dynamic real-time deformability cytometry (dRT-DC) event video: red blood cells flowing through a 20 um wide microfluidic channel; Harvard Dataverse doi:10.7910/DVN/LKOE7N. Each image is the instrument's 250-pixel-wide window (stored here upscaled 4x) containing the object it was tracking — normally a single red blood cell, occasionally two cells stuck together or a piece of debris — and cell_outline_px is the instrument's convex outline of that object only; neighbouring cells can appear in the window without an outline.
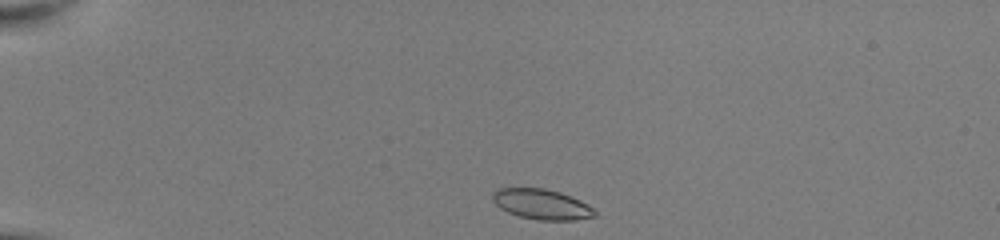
{"species": "common noctule bat (a hibernating species)", "species_latin": "Nyctalus noctula", "temperature_condition": "room temperature", "stored_images_in_passage": 40, "camera_frame_rate_fps": 3000, "um_per_image_px": 0.085, "animal": {"sex": "female", "body_mass_g": 22.0, "forearm_length_mm": 56.7}, "frame": {"image": 1, "passage_image": 1, "time_ms": 0.0, "image_size_px": [1000, 240], "cell_outline_px": [[596, 216], [576, 220], [536, 220], [520, 216], [508, 212], [500, 208], [492, 200], [492, 192], [496, 188], [544, 188], [560, 192], [580, 200], [588, 204], [596, 212]], "centroid_in_image_um": [46.03, 17.36], "position_along_channel_um": 39.0, "area_um2": 18.09}}
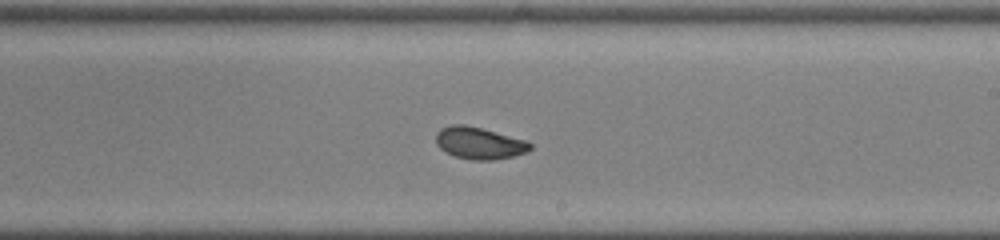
{"frame": {"image": 2, "passage_image": 21, "time_ms": 6.667, "image_size_px": [1000, 240], "cell_outline_px": [[532, 148], [528, 152], [512, 156], [492, 160], [472, 160], [456, 156], [444, 152], [436, 144], [436, 132], [440, 128], [452, 124], [464, 124], [528, 140], [532, 144]], "centroid_in_image_um": [40.74, 12.16], "position_along_channel_um": 248.3, "area_um2": 17.69}}
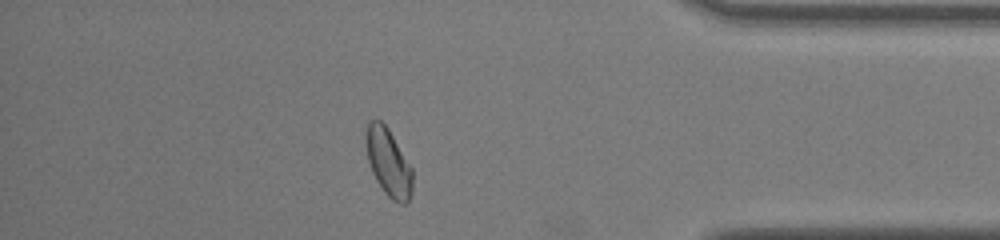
{"frame": {"image": 3, "passage_image": 34, "time_ms": 11.0, "image_size_px": [1000, 240], "cell_outline_px": [[412, 192], [408, 200], [404, 204], [400, 204], [392, 200], [384, 192], [376, 180], [372, 172], [368, 160], [364, 140], [364, 136], [368, 124], [372, 120], [380, 120], [388, 128], [412, 168]], "centroid_in_image_um": [33.0, 13.81], "position_along_channel_um": 402.2, "area_um2": 18.32}, "authors_computed_cell_mechanics": {"area_um2": 17.9758, "velocity_mm_per_s": 4.0399, "shape_relaxation_time_tau1_ms": 6.0369, "shape_relaxation_time_tau2_ms": 2.1234, "deformation_change_tau1": 0.1405, "deformation_change_tau2": 0.0534}}